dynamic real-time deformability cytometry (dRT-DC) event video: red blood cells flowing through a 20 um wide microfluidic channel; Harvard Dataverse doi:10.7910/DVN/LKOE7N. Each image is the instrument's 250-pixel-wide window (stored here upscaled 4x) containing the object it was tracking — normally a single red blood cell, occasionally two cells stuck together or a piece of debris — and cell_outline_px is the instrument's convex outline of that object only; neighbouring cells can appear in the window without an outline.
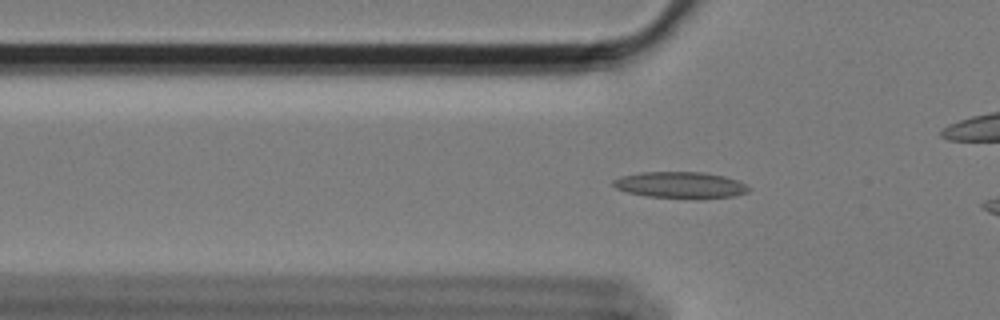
{"species": "Egyptian fruit bat (a non-hibernating species)", "species_latin": "Rousettus aegyptiacus", "temperature_condition": "cold", "stored_images_in_passage": 36, "camera_frame_rate_fps": 3000, "um_per_image_px": 0.085, "animal": {"sex": "female"}, "frame": {"image": 1, "passage_image": 4, "time_ms": 1.0, "image_size_px": [1000, 320], "cell_outline_px": [[748, 192], [732, 196], [700, 200], [648, 196], [628, 192], [616, 188], [612, 184], [612, 180], [620, 176], [640, 172], [700, 172], [724, 176], [736, 180], [744, 184], [748, 188]], "centroid_in_image_um": [57.81, 15.74], "position_along_channel_um": 68.0, "area_um2": 20.98}}
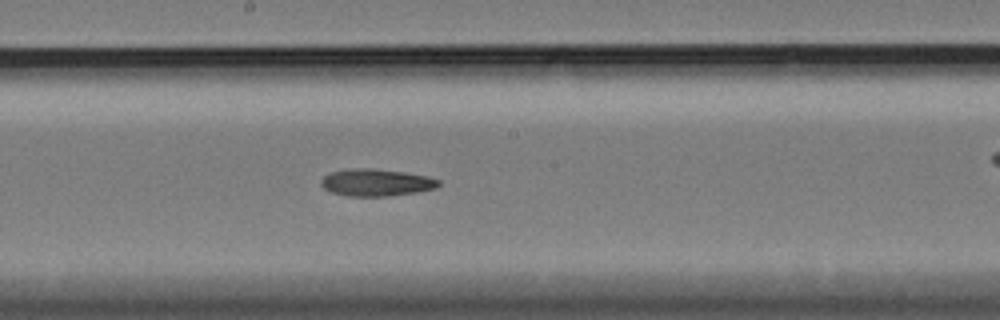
{"frame": {"image": 2, "passage_image": 17, "time_ms": 5.333, "image_size_px": [1000, 320], "cell_outline_px": [[440, 184], [436, 188], [416, 192], [388, 196], [348, 196], [332, 192], [324, 188], [320, 184], [320, 180], [324, 176], [332, 172], [356, 168], [372, 168], [404, 172], [428, 176], [440, 180]], "centroid_in_image_um": [31.99, 15.51], "position_along_channel_um": 216.2, "area_um2": 18.5}}
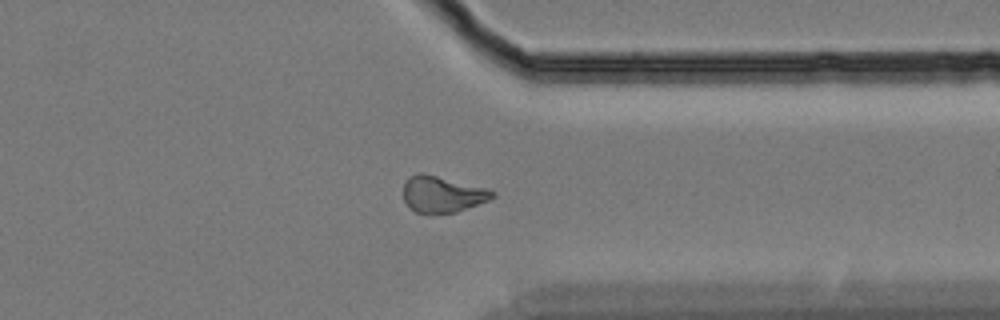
{"frame": {"image": 3, "passage_image": 31, "time_ms": 10.0, "image_size_px": [1000, 320], "cell_outline_px": [[496, 196], [488, 200], [456, 212], [416, 212], [404, 200], [404, 180], [408, 176], [416, 172], [420, 172], [488, 188], [496, 192]], "centroid_in_image_um": [37.6, 16.47], "position_along_channel_um": 373.8, "area_um2": 18.61}}